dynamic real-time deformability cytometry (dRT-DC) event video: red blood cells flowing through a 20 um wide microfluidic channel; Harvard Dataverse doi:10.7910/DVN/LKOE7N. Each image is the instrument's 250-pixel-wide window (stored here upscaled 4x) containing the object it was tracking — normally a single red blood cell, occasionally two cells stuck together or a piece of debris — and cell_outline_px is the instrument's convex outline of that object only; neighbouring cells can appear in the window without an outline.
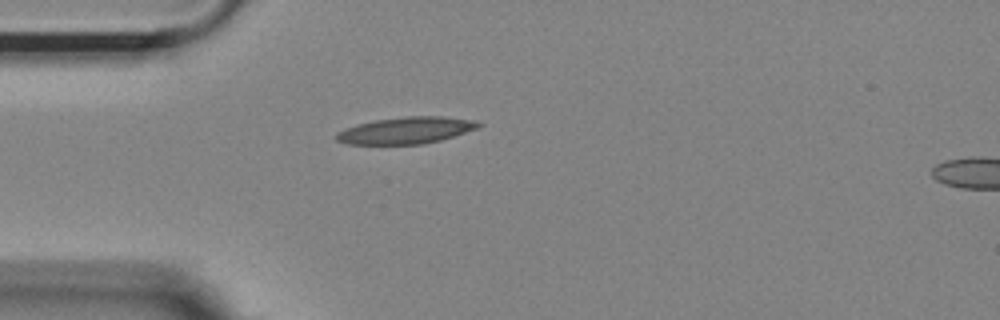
{"species": "Egyptian fruit bat (a non-hibernating species)", "species_latin": "Rousettus aegyptiacus", "temperature_condition": "room temperature", "stored_images_in_passage": 40, "camera_frame_rate_fps": 3000, "um_per_image_px": 0.085, "animal": {"sex": "female"}, "frame": {"image": 1, "passage_image": 1, "time_ms": 0.0, "image_size_px": [1000, 320], "cell_outline_px": [[484, 124], [476, 128], [440, 140], [424, 144], [348, 144], [336, 140], [336, 132], [356, 124], [376, 120], [408, 116], [444, 116], [476, 120]], "centroid_in_image_um": [34.51, 11.07], "position_along_channel_um": 50.5, "area_um2": 22.02}}
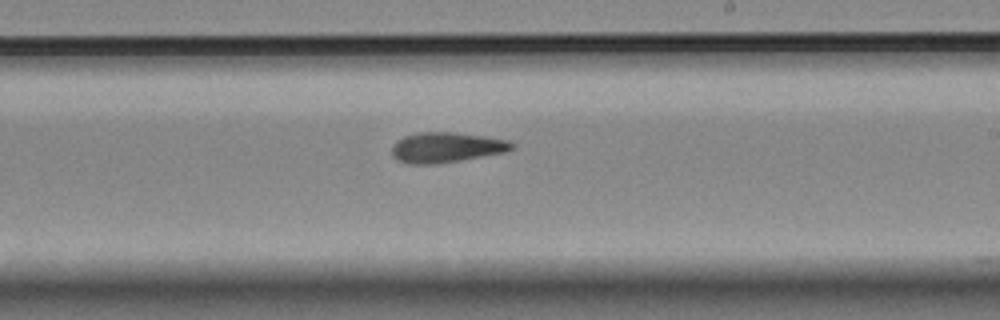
{"frame": {"image": 2, "passage_image": 18, "time_ms": 5.667, "image_size_px": [1000, 320], "cell_outline_px": [[516, 148], [504, 152], [460, 160], [432, 164], [408, 164], [396, 160], [392, 156], [392, 144], [396, 140], [404, 136], [420, 132], [452, 132], [484, 136], [508, 140], [516, 144]], "centroid_in_image_um": [37.91, 12.53], "position_along_channel_um": 251.1, "area_um2": 21.21}}
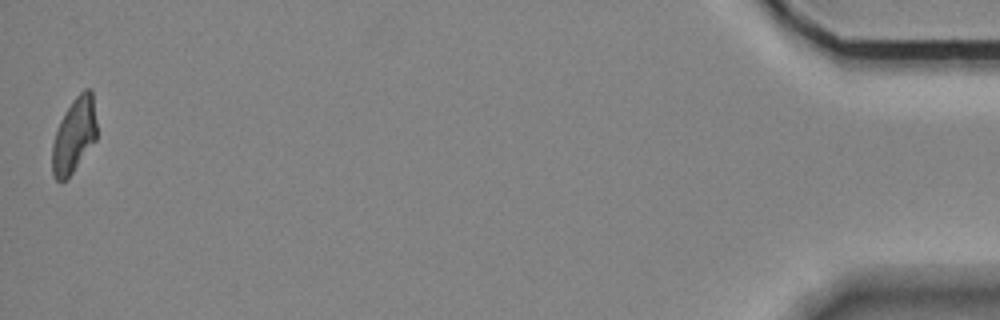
{"frame": {"image": 3, "passage_image": 40, "time_ms": 13.0, "image_size_px": [1000, 320], "cell_outline_px": [[96, 140], [72, 172], [64, 180], [56, 180], [52, 176], [52, 144], [60, 120], [64, 112], [72, 100], [84, 88], [88, 88], [92, 92], [96, 124]], "centroid_in_image_um": [6.29, 11.48], "position_along_channel_um": 428.9, "area_um2": 19.25}, "authors_computed_cell_mechanics": {"area_um2": 20.519, "velocity_mm_per_s": 3.6885, "shape_relaxation_time_tau1_ms": null, "shape_relaxation_time_tau2_ms": 3.0315, "deformation_change_tau1": null, "deformation_change_tau2": 0.1227}}